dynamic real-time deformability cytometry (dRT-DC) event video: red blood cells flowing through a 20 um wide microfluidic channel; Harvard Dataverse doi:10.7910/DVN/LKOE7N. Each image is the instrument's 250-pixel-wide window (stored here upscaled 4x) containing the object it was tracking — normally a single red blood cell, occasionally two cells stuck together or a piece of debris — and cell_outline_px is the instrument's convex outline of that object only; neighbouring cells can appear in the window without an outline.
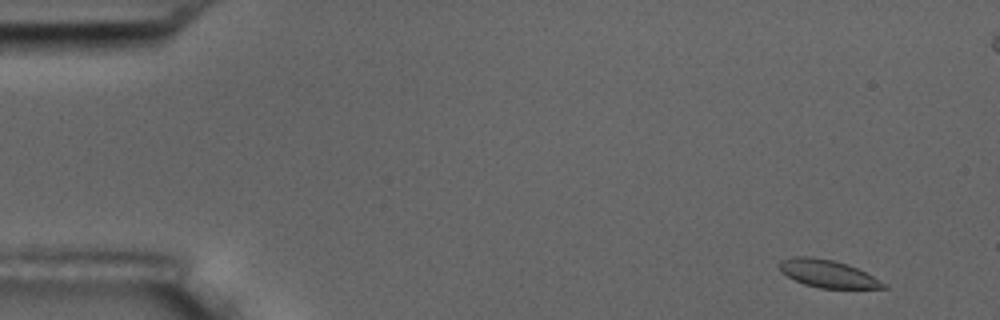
{"species": "common noctule bat (a hibernating species)", "species_latin": "Nyctalus noctula", "temperature_condition": "room temperature", "stored_images_in_passage": 6, "camera_frame_rate_fps": 3000, "um_per_image_px": 0.085, "animal": {"sex": "male", "body_mass_g": 17.5, "forearm_length_mm": 52.3}, "frame": {"image": 1, "passage_image": 1, "time_ms": 0.0, "image_size_px": [1000, 320], "cell_outline_px": [[888, 288], [820, 288], [804, 284], [780, 272], [780, 260], [792, 256], [812, 256], [832, 260], [856, 268], [888, 284]], "centroid_in_image_um": [70.33, 23.26], "position_along_channel_um": 14.7, "area_um2": 16.53}}